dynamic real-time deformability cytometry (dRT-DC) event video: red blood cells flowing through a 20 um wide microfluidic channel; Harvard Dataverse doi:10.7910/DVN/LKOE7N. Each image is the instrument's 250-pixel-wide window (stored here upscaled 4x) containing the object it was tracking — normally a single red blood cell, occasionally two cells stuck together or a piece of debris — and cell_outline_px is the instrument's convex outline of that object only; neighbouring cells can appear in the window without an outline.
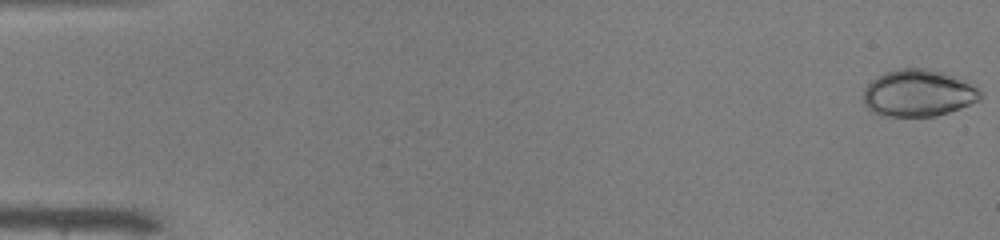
{"species": "common noctule bat (a hibernating species)", "species_latin": "Nyctalus noctula", "temperature_condition": "warm", "stored_images_in_passage": 50, "camera_frame_rate_fps": 3000, "um_per_image_px": 0.085, "animal": {"sex": "male", "body_mass_g": 19.0, "forearm_length_mm": 50.8}, "frame": {"image": 1, "passage_image": 1, "time_ms": 0.0, "image_size_px": [1000, 240], "cell_outline_px": [[980, 100], [960, 108], [936, 116], [884, 116], [872, 112], [864, 104], [864, 88], [872, 80], [884, 72], [900, 68], [928, 68], [944, 72], [964, 80], [976, 88], [980, 92]], "centroid_in_image_um": [78.03, 7.91], "position_along_channel_um": 7.0, "area_um2": 31.91}}
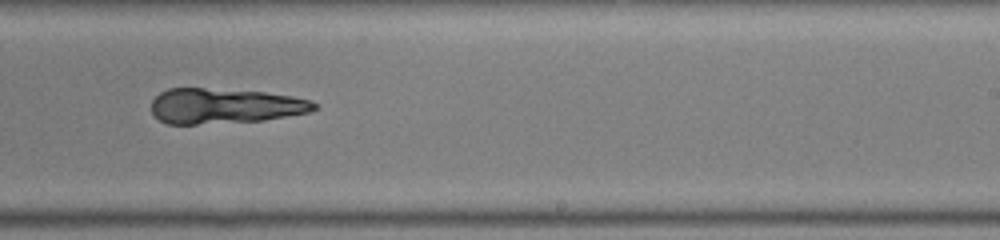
{"frame": {"image": 2, "passage_image": 32, "time_ms": 10.333, "image_size_px": [1000, 240], "cell_outline_px": [[316, 108], [308, 112], [264, 120], [196, 124], [168, 124], [160, 120], [152, 112], [152, 100], [160, 92], [168, 88], [204, 88], [264, 92], [292, 96], [312, 100], [316, 104]], "centroid_in_image_um": [19.08, 9.0], "position_along_channel_um": 269.9, "area_um2": 33.23}}
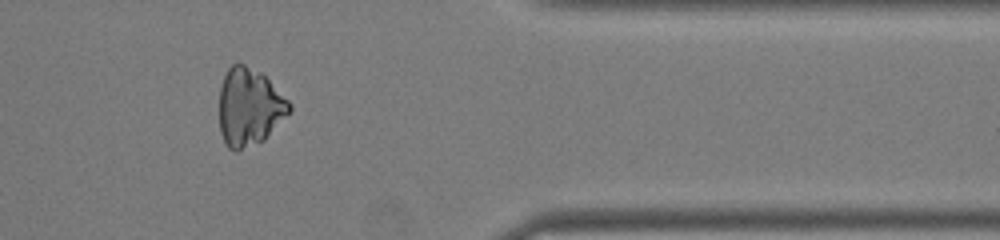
{"frame": {"image": 3, "passage_image": 42, "time_ms": 13.667, "image_size_px": [1000, 240], "cell_outline_px": [[292, 108], [264, 140], [236, 152], [228, 148], [220, 132], [220, 88], [224, 76], [228, 68], [232, 64], [244, 64], [260, 72], [292, 104]], "centroid_in_image_um": [21.17, 9.11], "position_along_channel_um": 390.2, "area_um2": 31.27}}